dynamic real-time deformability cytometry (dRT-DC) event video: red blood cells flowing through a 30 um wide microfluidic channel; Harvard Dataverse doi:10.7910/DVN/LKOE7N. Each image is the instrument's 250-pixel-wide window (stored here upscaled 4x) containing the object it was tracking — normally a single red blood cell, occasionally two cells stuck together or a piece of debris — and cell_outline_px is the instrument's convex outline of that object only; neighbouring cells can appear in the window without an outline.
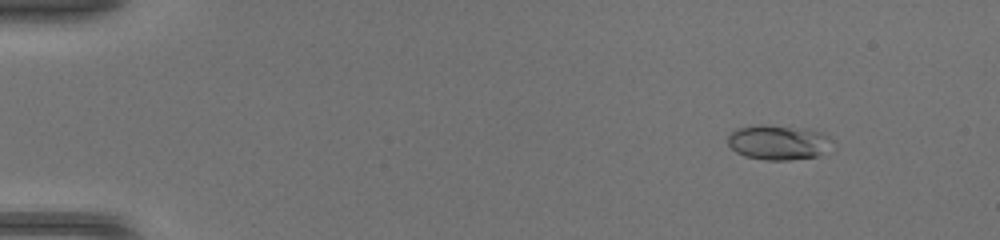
{"species": "common noctule bat (a hibernating species)", "species_latin": "Nyctalus noctula", "temperature_condition": "warm", "stored_images_in_passage": 48, "camera_frame_rate_fps": 3000, "um_per_image_px": 0.085, "animal": {"sex": "female", "body_mass_g": 17.0, "forearm_length_mm": 48.0}, "frame": {"image": 1, "passage_image": 6, "time_ms": 1.667, "image_size_px": [1000, 240], "cell_outline_px": [[828, 148], [816, 156], [788, 160], [764, 160], [744, 156], [736, 152], [728, 144], [728, 136], [736, 128], [760, 124], [764, 124], [824, 132], [828, 136]], "centroid_in_image_um": [66.07, 12.1], "position_along_channel_um": 18.9, "area_um2": 20.75}}
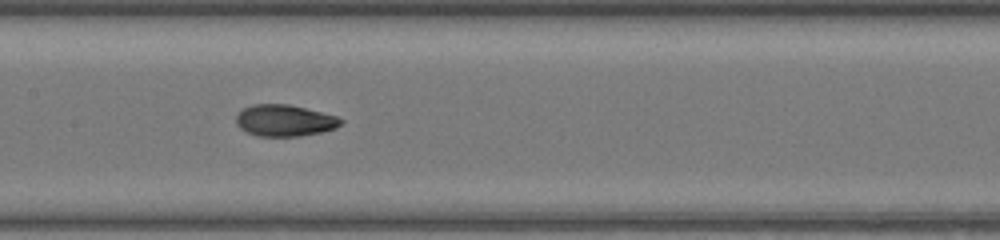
{"frame": {"image": 2, "passage_image": 25, "time_ms": 8.0, "image_size_px": [1000, 240], "cell_outline_px": [[344, 120], [336, 128], [320, 132], [300, 136], [256, 136], [240, 128], [236, 124], [236, 116], [244, 108], [252, 104], [288, 104], [336, 116]], "centroid_in_image_um": [24.17, 10.24], "position_along_channel_um": 183.2, "area_um2": 19.07}}
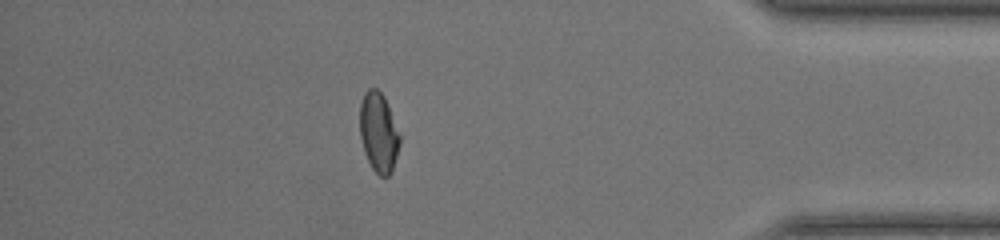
{"frame": {"image": 3, "passage_image": 42, "time_ms": 13.667, "image_size_px": [1000, 240], "cell_outline_px": [[400, 144], [392, 172], [388, 176], [380, 176], [372, 168], [364, 152], [360, 136], [360, 104], [364, 92], [368, 88], [376, 88], [384, 96], [388, 104], [400, 136]], "centroid_in_image_um": [32.18, 11.24], "position_along_channel_um": 403.0, "area_um2": 18.55}}